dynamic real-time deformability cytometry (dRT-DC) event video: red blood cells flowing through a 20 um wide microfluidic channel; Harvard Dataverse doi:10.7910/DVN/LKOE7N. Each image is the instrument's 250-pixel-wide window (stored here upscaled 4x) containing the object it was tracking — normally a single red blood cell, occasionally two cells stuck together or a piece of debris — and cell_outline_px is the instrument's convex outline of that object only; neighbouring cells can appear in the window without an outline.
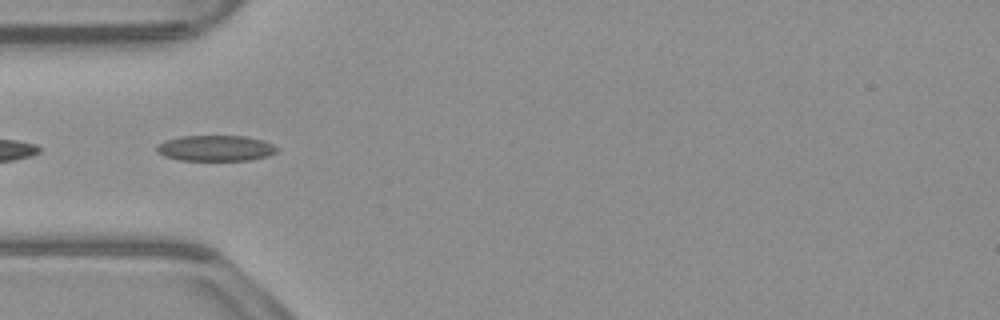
{"species": "common noctule bat (a hibernating species)", "species_latin": "Nyctalus noctula", "temperature_condition": "warm", "stored_images_in_passage": 21, "camera_frame_rate_fps": 3000, "um_per_image_px": 0.085, "animal": {"sex": "male", "body_mass_g": 23.1, "forearm_length_mm": 52.7}, "frame": {"image": 1, "passage_image": 4, "time_ms": 1.0, "image_size_px": [1000, 320], "cell_outline_px": [[280, 148], [276, 152], [268, 156], [252, 160], [180, 160], [164, 156], [156, 152], [156, 144], [164, 140], [180, 136], [244, 136], [264, 140]], "centroid_in_image_um": [18.32, 12.59], "position_along_channel_um": 66.7, "area_um2": 18.26}}
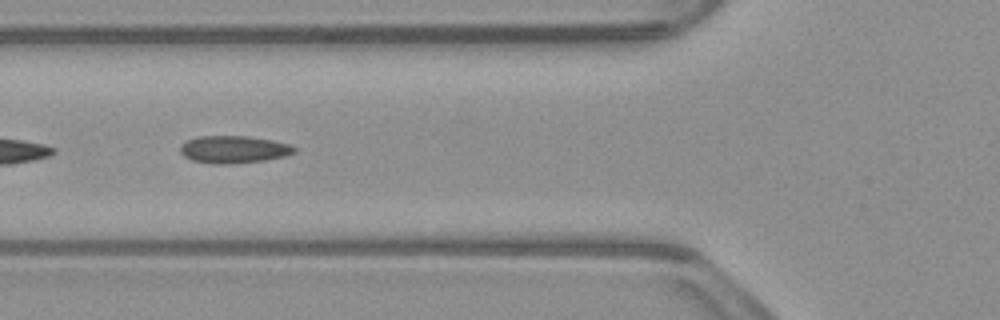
{"frame": {"image": 2, "passage_image": 7, "time_ms": 2.0, "image_size_px": [1000, 320], "cell_outline_px": [[296, 152], [284, 156], [264, 160], [232, 164], [212, 164], [192, 160], [184, 156], [180, 152], [180, 144], [188, 140], [200, 136], [248, 136], [272, 140], [288, 144], [296, 148]], "centroid_in_image_um": [19.84, 12.7], "position_along_channel_um": 106.0, "area_um2": 18.21}}
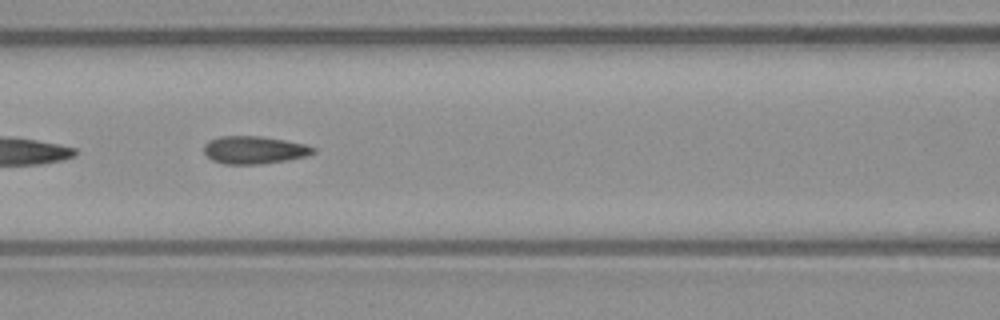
{"frame": {"image": 3, "passage_image": 10, "time_ms": 3.0, "image_size_px": [1000, 320], "cell_outline_px": [[316, 152], [308, 156], [288, 160], [260, 164], [224, 164], [212, 160], [204, 152], [204, 144], [208, 140], [220, 136], [260, 136], [284, 140], [304, 144], [316, 148]], "centroid_in_image_um": [21.61, 12.75], "position_along_channel_um": 145.0, "area_um2": 17.74}}